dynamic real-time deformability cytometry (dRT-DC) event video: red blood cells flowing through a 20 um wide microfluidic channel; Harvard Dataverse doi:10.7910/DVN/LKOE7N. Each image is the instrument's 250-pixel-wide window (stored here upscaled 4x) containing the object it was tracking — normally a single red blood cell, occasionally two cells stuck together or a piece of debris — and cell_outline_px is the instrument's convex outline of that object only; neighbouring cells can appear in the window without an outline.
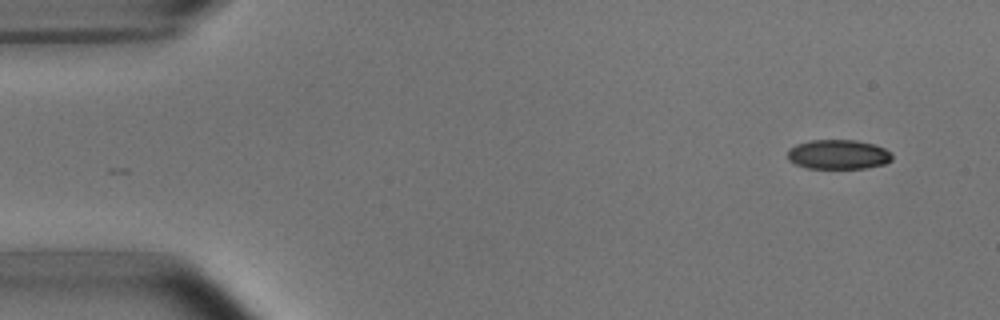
{"species": "common noctule bat (a hibernating species)", "species_latin": "Nyctalus noctula", "temperature_condition": "room temperature", "stored_images_in_passage": 4, "camera_frame_rate_fps": 3000, "um_per_image_px": 0.085, "animal": {"sex": "male", "body_mass_g": 15.6}, "frame": {"image": 1, "passage_image": 1, "time_ms": 0.0, "image_size_px": [1000, 320], "cell_outline_px": [[892, 160], [884, 164], [868, 168], [808, 168], [796, 164], [788, 160], [788, 148], [796, 144], [808, 140], [856, 140], [876, 144], [892, 152]], "centroid_in_image_um": [71.27, 13.12], "position_along_channel_um": 13.7, "area_um2": 18.21}}